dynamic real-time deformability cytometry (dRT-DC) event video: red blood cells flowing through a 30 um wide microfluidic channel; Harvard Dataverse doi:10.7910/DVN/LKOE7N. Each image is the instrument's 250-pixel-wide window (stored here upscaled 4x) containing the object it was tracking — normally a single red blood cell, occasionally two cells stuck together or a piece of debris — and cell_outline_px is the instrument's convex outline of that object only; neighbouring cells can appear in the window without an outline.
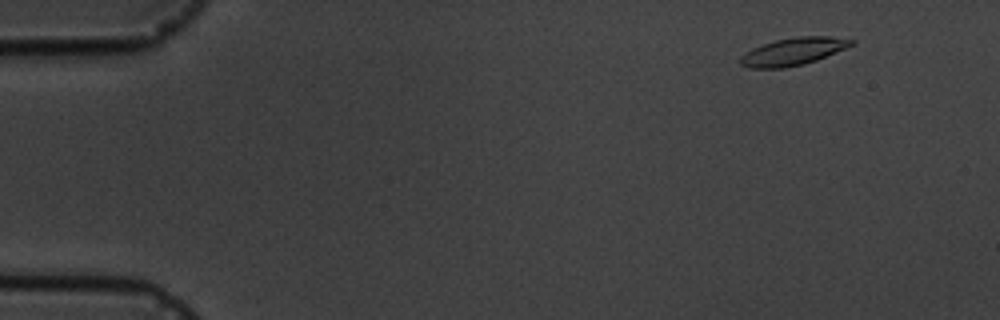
{"species": "common noctule bat (a hibernating species)", "species_latin": "Nyctalus noctula", "temperature_condition": "cold", "stored_images_in_passage": 6, "camera_frame_rate_fps": 3000, "um_per_image_px": 0.085, "animal": {"sex": "male", "body_mass_g": 19.5, "forearm_length_mm": 54.6}, "frame": {"image": 1, "passage_image": 2, "time_ms": 1.333, "image_size_px": [1000, 320], "cell_outline_px": [[856, 44], [816, 60], [804, 64], [784, 68], [748, 68], [740, 64], [740, 56], [752, 48], [776, 40], [796, 36], [828, 36], [856, 40]], "centroid_in_image_um": [67.43, 4.38], "position_along_channel_um": 17.6, "area_um2": 17.8}}